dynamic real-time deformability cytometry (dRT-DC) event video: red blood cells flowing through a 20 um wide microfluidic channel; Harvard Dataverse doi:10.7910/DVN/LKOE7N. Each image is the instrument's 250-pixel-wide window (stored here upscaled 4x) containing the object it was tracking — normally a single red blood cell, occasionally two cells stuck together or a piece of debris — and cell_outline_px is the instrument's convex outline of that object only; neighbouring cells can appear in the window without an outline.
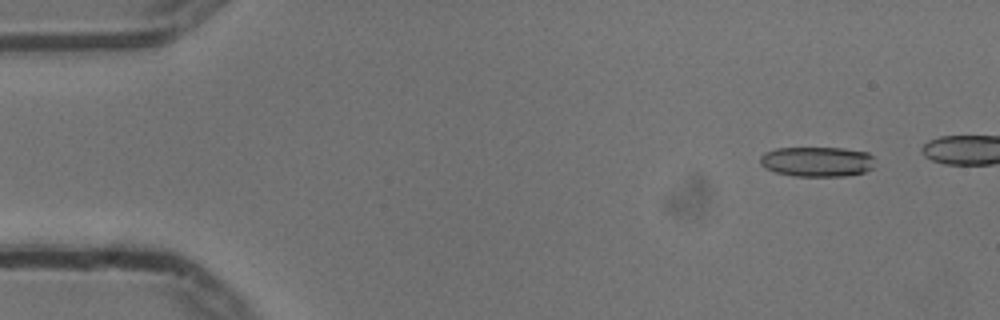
{"species": "common noctule bat (a hibernating species)", "species_latin": "Nyctalus noctula", "temperature_condition": "cold", "stored_images_in_passage": 43, "camera_frame_rate_fps": 3000, "um_per_image_px": 0.085, "animal": {"sex": "male", "body_mass_g": 13.3}, "frame": {"image": 1, "passage_image": 5, "time_ms": 1.333, "image_size_px": [1000, 320], "cell_outline_px": [[872, 168], [864, 172], [844, 176], [792, 176], [776, 172], [764, 168], [760, 164], [760, 156], [764, 152], [776, 148], [844, 148], [868, 152], [872, 156]], "centroid_in_image_um": [69.41, 13.74], "position_along_channel_um": 15.6, "area_um2": 20.11}}
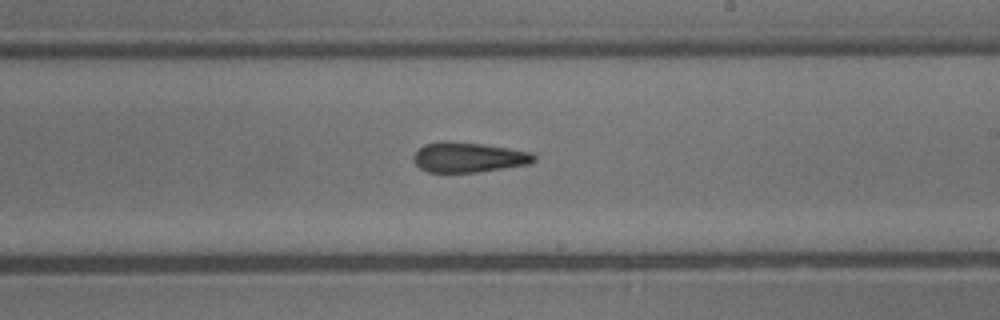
{"frame": {"image": 2, "passage_image": 32, "time_ms": 10.333, "image_size_px": [1000, 320], "cell_outline_px": [[536, 160], [532, 164], [480, 172], [428, 172], [420, 168], [412, 160], [412, 156], [424, 144], [440, 140], [448, 140], [484, 144], [532, 152], [536, 156]], "centroid_in_image_um": [39.84, 13.36], "position_along_channel_um": 249.2, "area_um2": 21.5}}
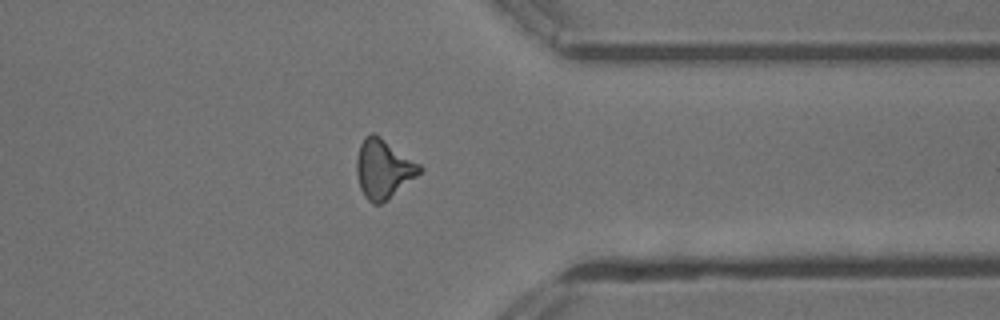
{"frame": {"image": 3, "passage_image": 43, "time_ms": 14.0, "image_size_px": [1000, 320], "cell_outline_px": [[424, 168], [416, 176], [388, 200], [380, 204], [372, 204], [364, 196], [360, 188], [356, 172], [356, 160], [360, 144], [364, 136], [372, 132], [376, 132], [420, 164]], "centroid_in_image_um": [32.57, 14.33], "position_along_channel_um": 378.8, "area_um2": 21.91}, "authors_computed_cell_mechanics": {"area_um2": 21.1548, "velocity_mm_per_s": 3.7573, "shape_relaxation_time_tau1_ms": 5.5909, "shape_relaxation_time_tau2_ms": 4.5682, "deformation_change_tau1": 0.1703, "deformation_change_tau2": 0.171}}